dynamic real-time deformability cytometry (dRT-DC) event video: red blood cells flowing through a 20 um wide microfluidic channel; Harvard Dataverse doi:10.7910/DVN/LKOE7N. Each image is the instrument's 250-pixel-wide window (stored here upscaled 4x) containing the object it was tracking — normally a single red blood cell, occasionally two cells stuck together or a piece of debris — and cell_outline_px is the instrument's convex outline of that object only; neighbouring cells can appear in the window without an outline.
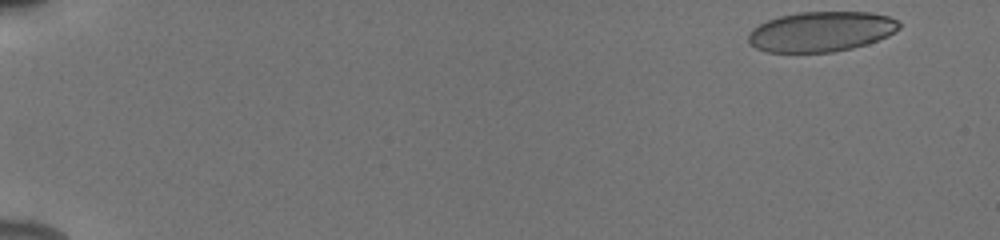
{"species": "human", "species_latin": "Homo sapiens", "temperature_condition": "cold", "stored_images_in_passage": 51, "camera_frame_rate_fps": 3000, "um_per_image_px": 0.085, "donor": {"sex": "male"}, "frame": {"image": 1, "passage_image": 1, "time_ms": 0.0, "image_size_px": [1000, 240], "cell_outline_px": [[900, 28], [888, 36], [852, 48], [832, 52], [768, 52], [756, 48], [748, 44], [748, 32], [752, 28], [768, 20], [780, 16], [800, 12], [872, 12], [888, 16], [896, 20], [900, 24]], "centroid_in_image_um": [69.76, 2.68], "position_along_channel_um": 15.2, "area_um2": 35.2}}
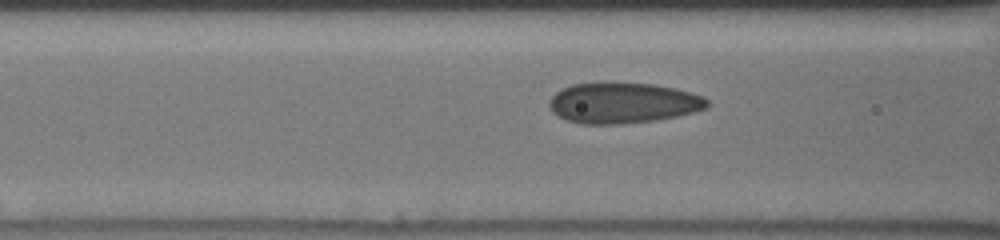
{"frame": {"image": 2, "passage_image": 21, "time_ms": 6.667, "image_size_px": [1000, 240], "cell_outline_px": [[712, 104], [708, 108], [676, 116], [656, 120], [620, 124], [580, 124], [568, 120], [552, 112], [548, 104], [552, 96], [556, 92], [572, 84], [652, 84], [676, 88], [692, 92], [708, 100]], "centroid_in_image_um": [52.99, 8.77], "position_along_channel_um": 113.6, "area_um2": 36.99}}
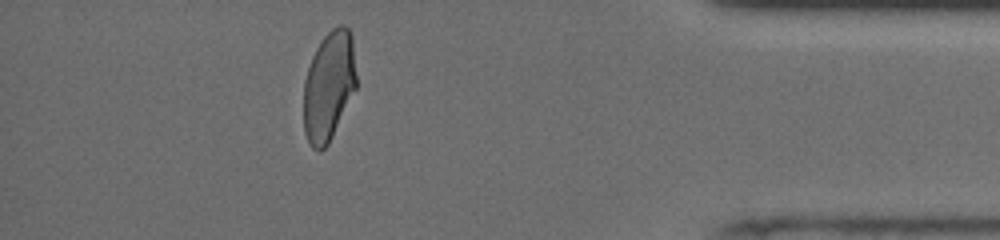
{"frame": {"image": 3, "passage_image": 46, "time_ms": 15.0, "image_size_px": [1000, 240], "cell_outline_px": [[356, 88], [328, 144], [320, 152], [312, 148], [304, 132], [304, 80], [312, 56], [316, 48], [324, 36], [332, 28], [340, 24], [344, 24], [352, 32], [356, 76]], "centroid_in_image_um": [27.95, 7.28], "position_along_channel_um": 407.2, "area_um2": 33.7}, "authors_computed_cell_mechanics": {"area_um2": 36.125, "velocity_mm_per_s": 3.9219, "shape_relaxation_time_tau1_ms": 7.5367, "shape_relaxation_time_tau2_ms": 0.7663, "deformation_change_tau1": 0.1696, "deformation_change_tau2": 0.0693}}